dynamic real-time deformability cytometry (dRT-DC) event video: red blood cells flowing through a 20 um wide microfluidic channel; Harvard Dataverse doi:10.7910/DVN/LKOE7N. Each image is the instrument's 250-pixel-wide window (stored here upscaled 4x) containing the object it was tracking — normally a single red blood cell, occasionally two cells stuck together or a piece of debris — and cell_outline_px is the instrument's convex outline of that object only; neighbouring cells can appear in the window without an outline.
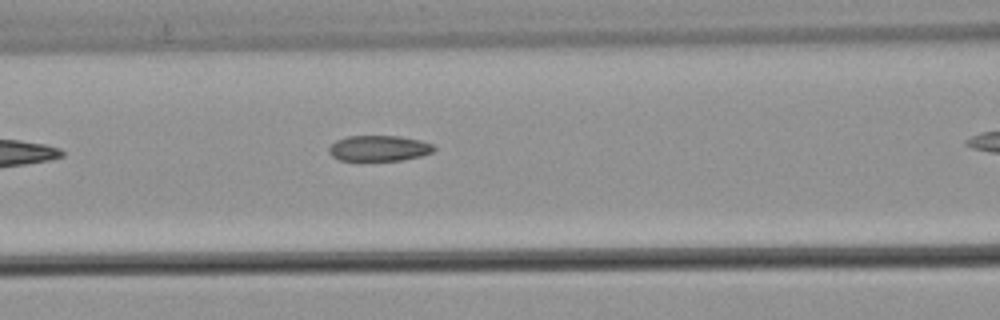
{"species": "common noctule bat (a hibernating species)", "species_latin": "Nyctalus noctula", "temperature_condition": "warm", "stored_images_in_passage": 6, "camera_frame_rate_fps": 3000, "um_per_image_px": 0.085, "animal": {"sex": "male", "body_mass_g": 21.5, "forearm_length_mm": 52.0}, "frame": {"image": 1, "passage_image": 5, "time_ms": 1.333, "image_size_px": [1000, 320], "cell_outline_px": [[436, 148], [432, 152], [420, 156], [400, 160], [340, 160], [332, 156], [328, 152], [328, 148], [336, 140], [348, 136], [400, 136], [420, 140], [432, 144]], "centroid_in_image_um": [32.2, 12.59], "position_along_channel_um": 134.4, "area_um2": 15.61}}